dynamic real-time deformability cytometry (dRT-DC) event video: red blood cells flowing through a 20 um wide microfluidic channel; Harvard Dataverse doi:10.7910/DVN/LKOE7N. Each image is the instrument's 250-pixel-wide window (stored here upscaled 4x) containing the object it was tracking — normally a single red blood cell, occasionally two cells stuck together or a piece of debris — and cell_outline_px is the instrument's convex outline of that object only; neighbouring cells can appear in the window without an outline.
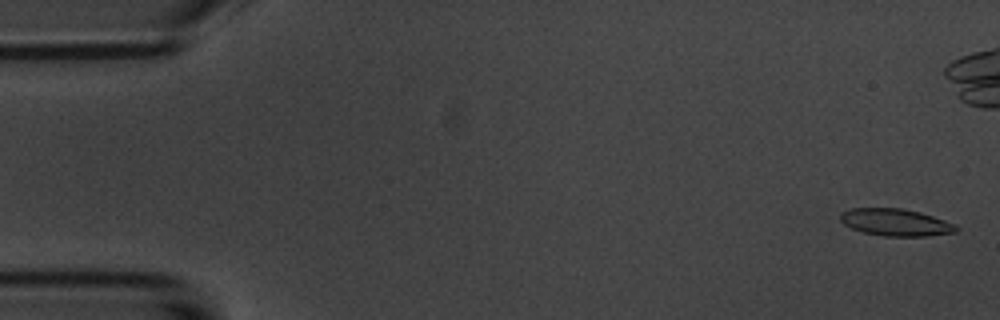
{"species": "common noctule bat (a hibernating species)", "species_latin": "Nyctalus noctula", "temperature_condition": "room temperature", "stored_images_in_passage": 6, "camera_frame_rate_fps": 3000, "um_per_image_px": 0.085, "animal": {"sex": "male", "body_mass_g": 20.1, "forearm_length_mm": 53.5}, "frame": {"image": 1, "passage_image": 1, "time_ms": 0.0, "image_size_px": [1000, 320], "cell_outline_px": [[960, 228], [956, 232], [928, 236], [884, 236], [864, 232], [852, 228], [844, 224], [840, 220], [840, 212], [852, 208], [900, 208], [920, 212], [956, 224]], "centroid_in_image_um": [76.14, 18.9], "position_along_channel_um": 8.9, "area_um2": 18.32}}